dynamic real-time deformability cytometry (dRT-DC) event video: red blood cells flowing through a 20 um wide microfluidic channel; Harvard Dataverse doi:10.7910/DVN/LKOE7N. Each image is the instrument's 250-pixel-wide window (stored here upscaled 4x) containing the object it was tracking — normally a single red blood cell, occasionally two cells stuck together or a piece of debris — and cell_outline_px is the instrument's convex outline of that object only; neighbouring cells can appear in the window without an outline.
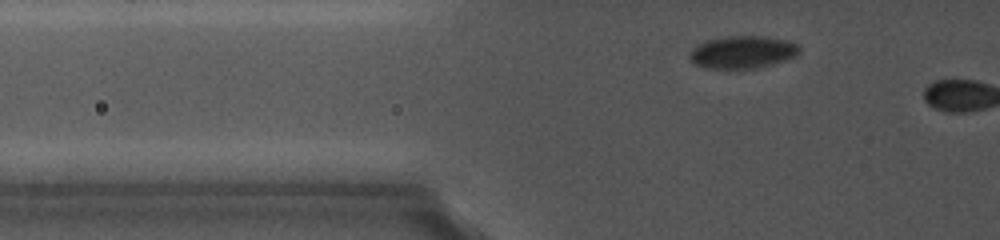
{"species": "common noctule bat (a hibernating species)", "species_latin": "Nyctalus noctula", "temperature_condition": "cold", "stored_images_in_passage": 7, "camera_frame_rate_fps": 5000, "um_per_image_px": 0.085, "animal": {"sex": "female", "body_mass_g": 19.0, "forearm_length_mm": 56.7}, "frame": {"image": 1, "passage_image": 6, "time_ms": 2.4, "image_size_px": [1000, 240], "cell_outline_px": [[800, 52], [796, 56], [760, 68], [704, 68], [696, 64], [688, 56], [692, 48], [708, 40], [724, 36], [764, 36], [788, 40], [800, 44]], "centroid_in_image_um": [63.16, 4.42], "position_along_channel_um": 62.6, "area_um2": 20.87}}